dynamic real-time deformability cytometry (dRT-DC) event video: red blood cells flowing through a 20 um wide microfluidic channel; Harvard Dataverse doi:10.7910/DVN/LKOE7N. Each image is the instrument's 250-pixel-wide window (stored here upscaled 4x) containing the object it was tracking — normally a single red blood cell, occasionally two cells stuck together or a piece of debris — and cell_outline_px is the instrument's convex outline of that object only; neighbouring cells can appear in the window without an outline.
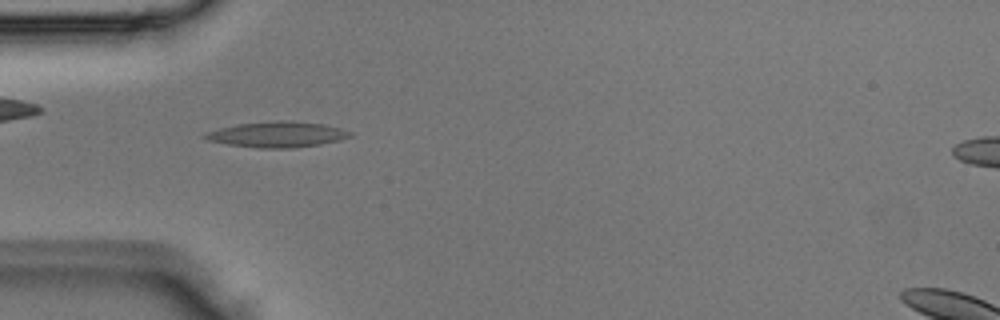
{"species": "Egyptian fruit bat (a non-hibernating species)", "species_latin": "Rousettus aegyptiacus", "temperature_condition": "room temperature", "stored_images_in_passage": 1, "camera_frame_rate_fps": 3000, "um_per_image_px": 0.085, "animal": {"sex": "male"}, "frame": {"image": 1, "passage_image": 1, "time_ms": 0.0, "image_size_px": [1000, 320], "cell_outline_px": [[352, 136], [340, 140], [320, 144], [292, 148], [260, 148], [228, 144], [208, 140], [200, 136], [208, 132], [220, 128], [236, 124], [280, 120], [292, 120], [324, 124], [340, 128], [352, 132]], "centroid_in_image_um": [23.59, 11.42], "position_along_channel_um": 61.4, "area_um2": 21.68}}